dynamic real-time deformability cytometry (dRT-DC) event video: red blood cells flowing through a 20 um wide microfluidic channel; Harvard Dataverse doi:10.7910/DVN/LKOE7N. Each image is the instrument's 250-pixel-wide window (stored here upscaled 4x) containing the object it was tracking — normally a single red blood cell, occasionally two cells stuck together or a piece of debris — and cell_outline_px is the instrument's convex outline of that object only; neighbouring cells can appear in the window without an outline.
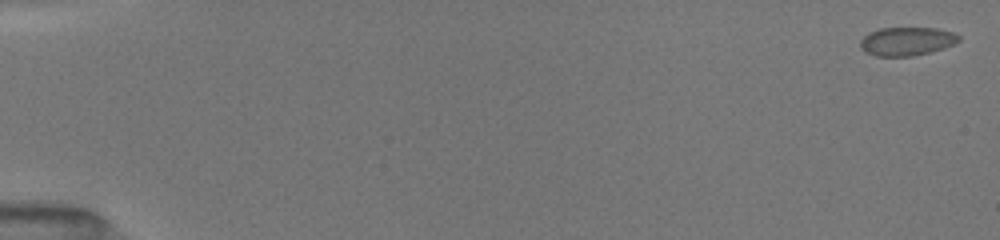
{"species": "common noctule bat (a hibernating species)", "species_latin": "Nyctalus noctula", "temperature_condition": "room temperature", "stored_images_in_passage": 38, "camera_frame_rate_fps": 3000, "um_per_image_px": 0.085, "animal": {"sex": "female", "body_mass_g": 19.5, "forearm_length_mm": 54.1}, "frame": {"image": 1, "passage_image": 1, "time_ms": 0.0, "image_size_px": [1000, 240], "cell_outline_px": [[960, 40], [944, 48], [912, 56], [876, 56], [864, 52], [860, 48], [860, 40], [868, 32], [880, 28], [936, 28], [952, 32], [960, 36]], "centroid_in_image_um": [77.03, 3.51], "position_along_channel_um": 8.0, "area_um2": 16.36}}
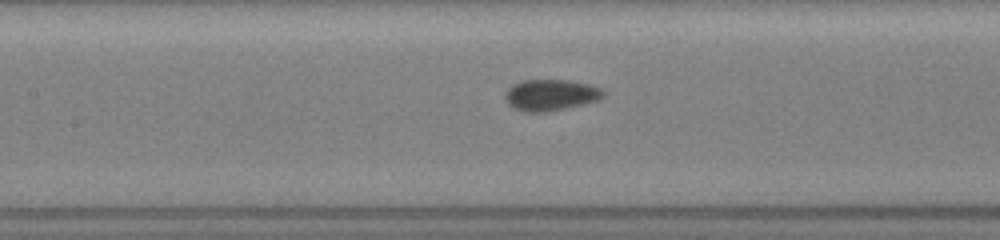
{"frame": {"image": 2, "passage_image": 21, "time_ms": 8.0, "image_size_px": [1000, 240], "cell_outline_px": [[604, 96], [600, 100], [584, 104], [544, 112], [528, 112], [512, 108], [508, 104], [504, 96], [508, 88], [512, 84], [524, 80], [568, 80], [588, 84], [604, 88]], "centroid_in_image_um": [46.82, 8.07], "position_along_channel_um": 160.6, "area_um2": 17.98}}
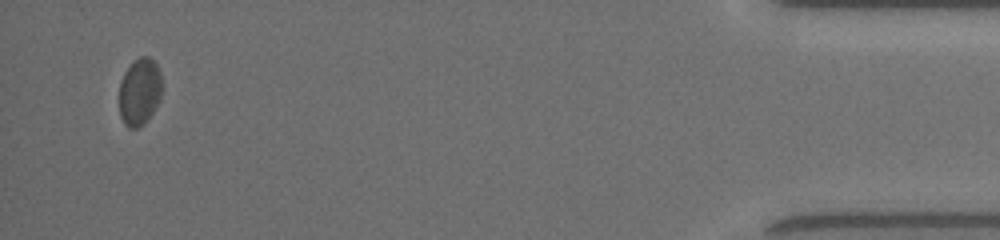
{"frame": {"image": 3, "passage_image": 38, "time_ms": 16.333, "image_size_px": [1000, 240], "cell_outline_px": [[160, 100], [156, 108], [148, 120], [144, 124], [136, 128], [128, 128], [124, 124], [120, 116], [120, 80], [124, 72], [140, 56], [148, 56], [156, 64], [160, 72]], "centroid_in_image_um": [11.86, 7.83], "position_along_channel_um": 423.3, "area_um2": 16.65}, "authors_computed_cell_mechanics": {"area_um2": 16.6175, "velocity_mm_per_s": 4.0119, "shape_relaxation_time_tau1_ms": 2.7596, "shape_relaxation_time_tau2_ms": 1.4897, "deformation_change_tau1": 0.0486, "deformation_change_tau2": 0.0581}}